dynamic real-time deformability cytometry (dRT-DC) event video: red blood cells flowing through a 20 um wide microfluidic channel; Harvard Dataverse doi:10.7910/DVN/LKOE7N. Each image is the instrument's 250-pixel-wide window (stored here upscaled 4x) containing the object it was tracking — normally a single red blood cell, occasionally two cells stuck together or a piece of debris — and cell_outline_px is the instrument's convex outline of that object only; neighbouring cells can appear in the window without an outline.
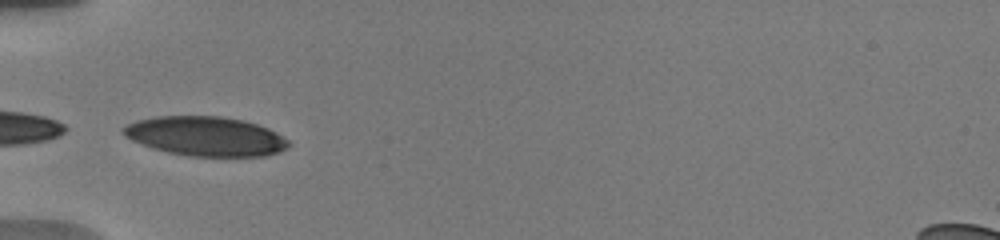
{"species": "human", "species_latin": "Homo sapiens", "temperature_condition": "warm", "stored_images_in_passage": 8, "camera_frame_rate_fps": 3000, "um_per_image_px": 0.085, "donor": {"sex": "male"}, "frame": {"image": 1, "passage_image": 1, "time_ms": 0.0, "image_size_px": [1000, 240], "cell_outline_px": [[292, 144], [288, 148], [280, 152], [264, 156], [188, 156], [168, 152], [152, 148], [132, 140], [124, 136], [120, 132], [120, 128], [136, 120], [156, 116], [220, 116], [244, 120], [268, 128], [276, 132], [288, 140]], "centroid_in_image_um": [17.47, 11.58], "position_along_channel_um": 67.5, "area_um2": 38.21}}
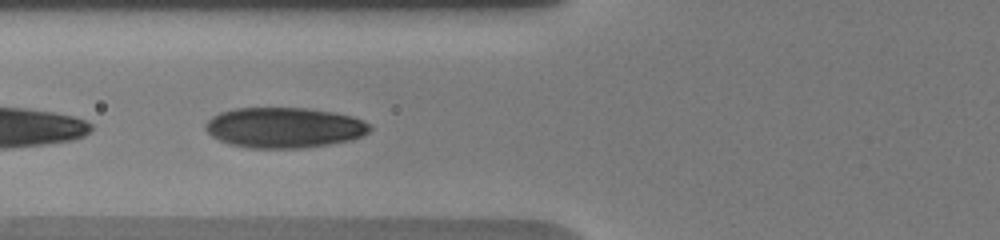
{"frame": {"image": 2, "passage_image": 7, "time_ms": 1.0, "image_size_px": [1000, 240], "cell_outline_px": [[372, 128], [368, 132], [352, 140], [304, 148], [248, 148], [228, 144], [212, 136], [204, 128], [204, 124], [212, 116], [220, 112], [236, 108], [304, 108], [332, 112], [352, 116], [368, 124]], "centroid_in_image_um": [24.11, 10.85], "position_along_channel_um": 101.7, "area_um2": 38.67}}